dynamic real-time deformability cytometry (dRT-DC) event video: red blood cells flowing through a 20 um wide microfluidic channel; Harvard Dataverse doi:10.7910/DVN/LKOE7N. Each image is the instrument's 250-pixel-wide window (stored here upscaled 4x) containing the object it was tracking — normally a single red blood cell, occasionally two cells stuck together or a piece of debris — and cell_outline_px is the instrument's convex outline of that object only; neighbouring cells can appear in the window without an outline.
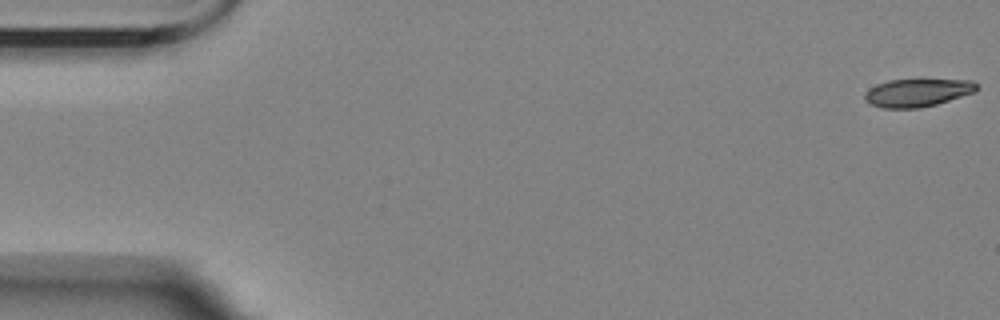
{"species": "Egyptian fruit bat (a non-hibernating species)", "species_latin": "Rousettus aegyptiacus", "temperature_condition": "room temperature", "stored_images_in_passage": 8, "camera_frame_rate_fps": 3000, "um_per_image_px": 0.085, "animal": {"sex": "female"}, "frame": {"image": 1, "passage_image": 1, "time_ms": 0.0, "image_size_px": [1000, 320], "cell_outline_px": [[980, 88], [976, 92], [936, 104], [920, 108], [880, 108], [868, 104], [864, 100], [864, 96], [868, 88], [876, 84], [888, 80], [972, 80]], "centroid_in_image_um": [77.95, 7.89], "position_along_channel_um": 7.1, "area_um2": 18.38}}
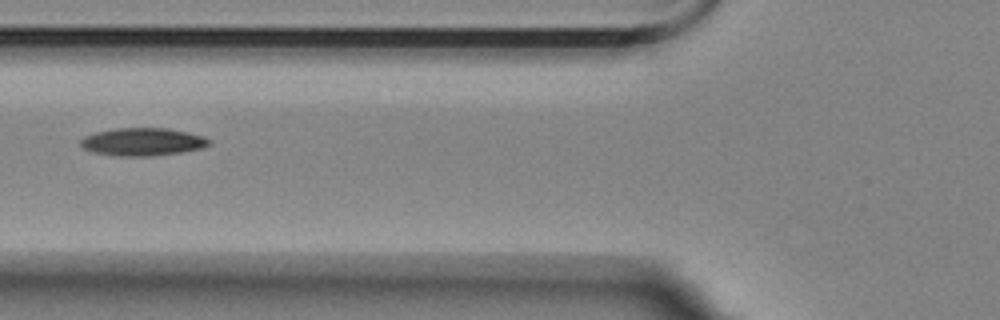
{"frame": {"image": 2, "passage_image": 7, "time_ms": 7.0, "image_size_px": [1000, 320], "cell_outline_px": [[212, 144], [204, 148], [184, 152], [152, 156], [116, 156], [92, 152], [84, 148], [80, 144], [80, 140], [84, 136], [96, 132], [116, 128], [168, 128], [188, 132], [204, 136], [212, 140]], "centroid_in_image_um": [12.18, 12.06], "position_along_channel_um": 113.6, "area_um2": 21.15}}
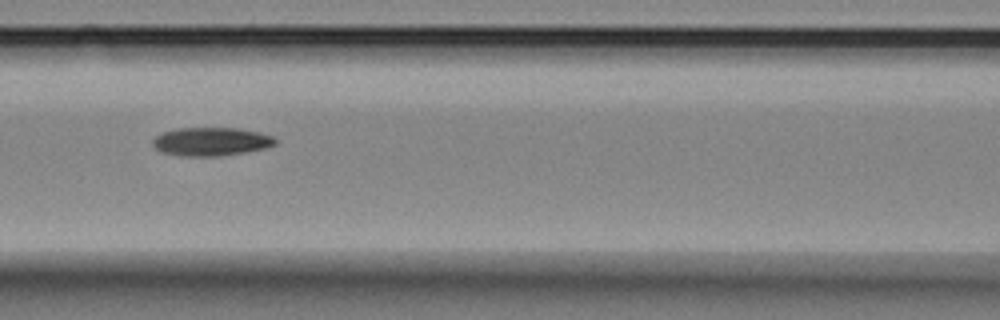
{"frame": {"image": 3, "passage_image": 8, "time_ms": 8.0, "image_size_px": [1000, 320], "cell_outline_px": [[276, 144], [264, 148], [244, 152], [220, 156], [180, 156], [160, 152], [152, 144], [152, 140], [160, 132], [176, 128], [236, 128], [260, 132], [272, 136], [276, 140]], "centroid_in_image_um": [17.89, 12.03], "position_along_channel_um": 148.7, "area_um2": 20.4}}